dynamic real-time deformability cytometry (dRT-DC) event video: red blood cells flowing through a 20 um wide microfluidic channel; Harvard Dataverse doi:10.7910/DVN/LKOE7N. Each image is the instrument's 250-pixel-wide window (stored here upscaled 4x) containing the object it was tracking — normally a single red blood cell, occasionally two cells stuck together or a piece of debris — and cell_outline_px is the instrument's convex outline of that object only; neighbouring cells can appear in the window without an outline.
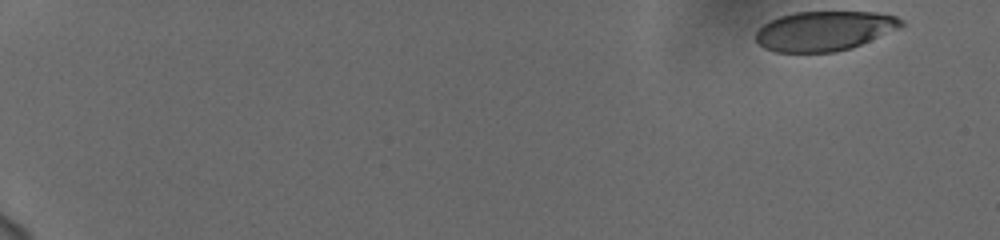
{"species": "human", "species_latin": "Homo sapiens", "temperature_condition": "cold", "stored_images_in_passage": 43, "camera_frame_rate_fps": 3000, "um_per_image_px": 0.085, "donor": {"sex": "female"}, "frame": {"image": 1, "passage_image": 1, "time_ms": 0.0, "image_size_px": [1000, 240], "cell_outline_px": [[904, 24], [900, 28], [852, 48], [836, 52], [776, 52], [764, 48], [756, 40], [756, 32], [768, 20], [780, 16], [796, 12], [876, 12], [896, 16], [904, 20]], "centroid_in_image_um": [70.09, 2.62], "position_along_channel_um": 14.9, "area_um2": 33.7}}
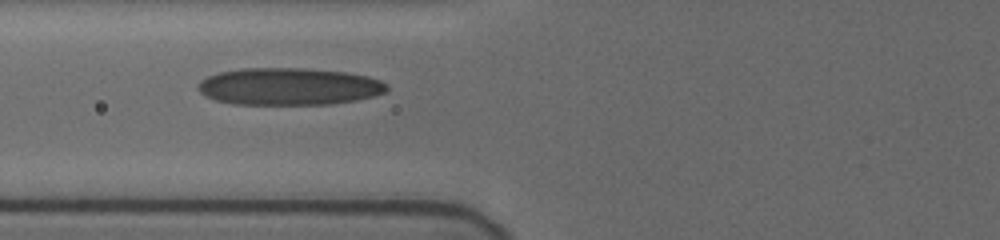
{"frame": {"image": 2, "passage_image": 23, "time_ms": 7.333, "image_size_px": [1000, 240], "cell_outline_px": [[388, 88], [384, 92], [372, 96], [356, 100], [328, 104], [232, 104], [216, 100], [200, 92], [196, 88], [200, 80], [208, 76], [220, 72], [240, 68], [304, 68], [344, 72], [368, 76], [380, 80], [388, 84]], "centroid_in_image_um": [24.54, 7.34], "position_along_channel_um": 101.3, "area_um2": 40.86}}
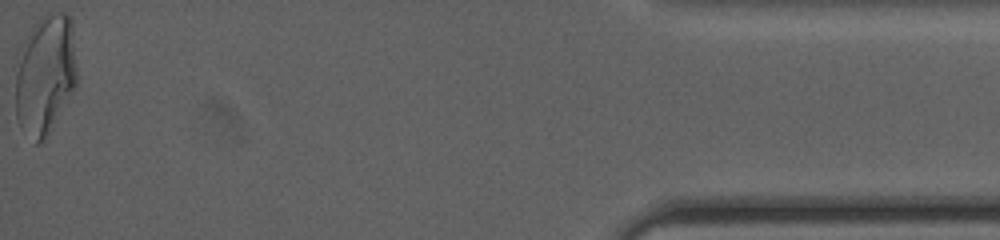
{"frame": {"image": 3, "passage_image": 43, "time_ms": 14.0, "image_size_px": [1000, 240], "cell_outline_px": [[76, 84], [72, 92], [44, 136], [36, 144], [16, 116], [16, 76], [20, 44], [32, 24], [40, 16], [48, 12], [64, 12], [72, 16], [76, 72]], "centroid_in_image_um": [3.84, 6.15], "position_along_channel_um": 431.4, "area_um2": 42.37}}